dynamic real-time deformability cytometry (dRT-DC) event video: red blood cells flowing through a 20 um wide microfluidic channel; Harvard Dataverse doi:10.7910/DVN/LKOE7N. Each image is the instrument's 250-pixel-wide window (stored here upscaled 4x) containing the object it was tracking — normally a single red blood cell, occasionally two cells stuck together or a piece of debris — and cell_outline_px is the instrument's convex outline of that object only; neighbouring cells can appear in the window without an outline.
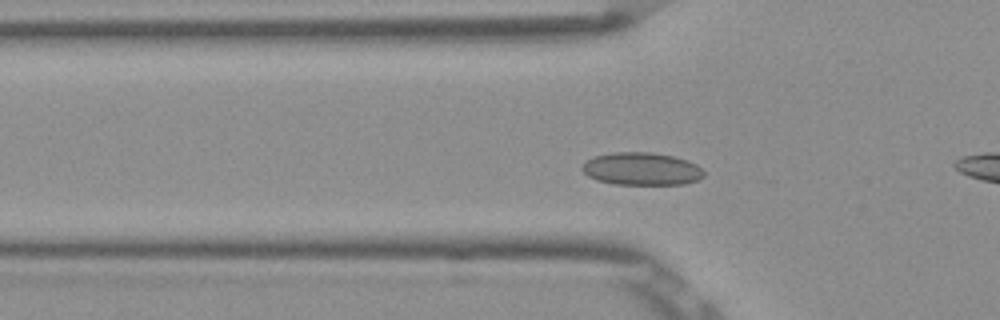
{"species": "Egyptian fruit bat (a non-hibernating species)", "species_latin": "Rousettus aegyptiacus", "temperature_condition": "room temperature", "stored_images_in_passage": 49, "camera_frame_rate_fps": 3000, "um_per_image_px": 0.085, "frame": {"image": 1, "passage_image": 12, "time_ms": 3.667, "image_size_px": [1000, 320], "cell_outline_px": [[704, 176], [700, 180], [684, 184], [616, 184], [596, 180], [588, 176], [580, 168], [592, 156], [612, 152], [652, 152], [672, 156], [688, 160], [696, 164], [704, 172]], "centroid_in_image_um": [54.54, 14.35], "position_along_channel_um": 71.3, "area_um2": 23.29}}
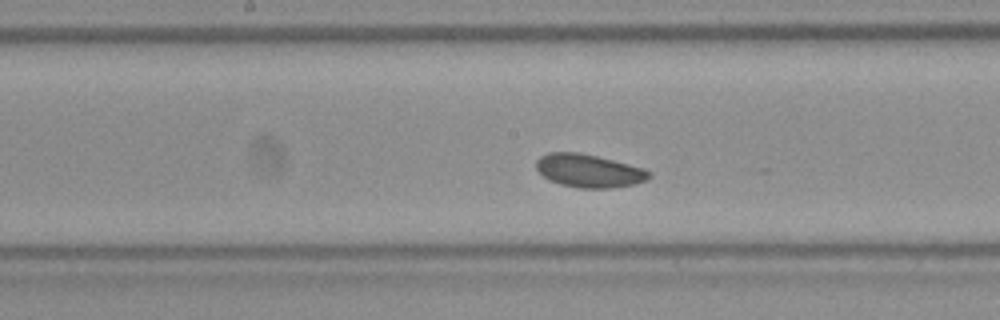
{"frame": {"image": 2, "passage_image": 22, "time_ms": 7.0, "image_size_px": [1000, 320], "cell_outline_px": [[652, 176], [644, 180], [632, 184], [608, 188], [580, 188], [560, 184], [548, 180], [536, 168], [536, 160], [540, 156], [548, 152], [580, 152], [644, 168], [652, 172]], "centroid_in_image_um": [50.03, 14.51], "position_along_channel_um": 198.2, "area_um2": 21.68}}
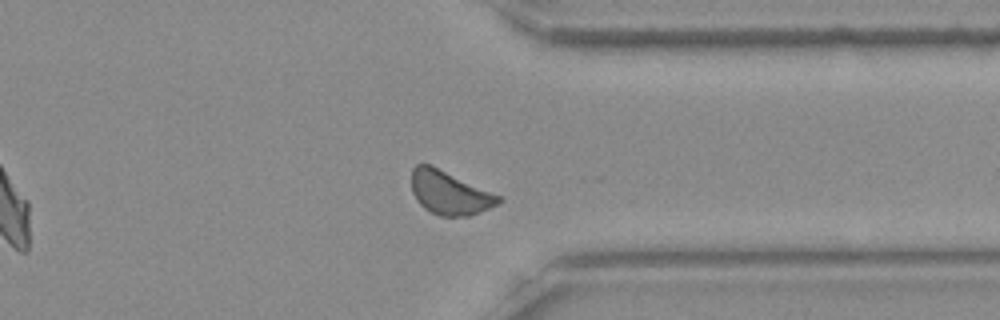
{"frame": {"image": 3, "passage_image": 36, "time_ms": 11.667, "image_size_px": [1000, 320], "cell_outline_px": [[504, 200], [488, 208], [468, 216], [440, 216], [424, 208], [416, 200], [412, 192], [412, 168], [416, 164], [432, 164], [504, 196]], "centroid_in_image_um": [38.24, 16.36], "position_along_channel_um": 373.2, "area_um2": 22.48}, "authors_computed_cell_mechanics": {"area_um2": 22.0218, "velocity_mm_per_s": 3.7981, "shape_relaxation_time_tau1_ms": 3.6098, "shape_relaxation_time_tau2_ms": 4.9205, "deformation_change_tau1": 0.027, "deformation_change_tau2": 0.0597}}